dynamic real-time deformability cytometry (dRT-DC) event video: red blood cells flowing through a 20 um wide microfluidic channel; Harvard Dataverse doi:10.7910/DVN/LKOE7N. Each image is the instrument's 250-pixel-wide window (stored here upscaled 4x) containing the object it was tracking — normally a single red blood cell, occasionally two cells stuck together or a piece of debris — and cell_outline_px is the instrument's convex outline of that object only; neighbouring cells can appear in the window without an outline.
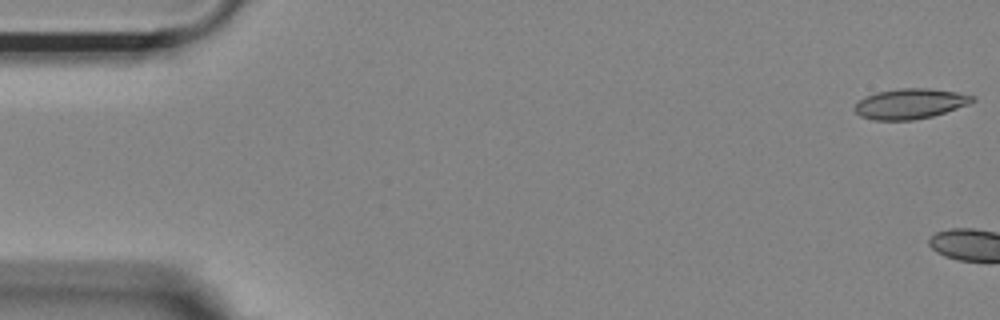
{"species": "Egyptian fruit bat (a non-hibernating species)", "species_latin": "Rousettus aegyptiacus", "temperature_condition": "room temperature", "stored_images_in_passage": 4, "camera_frame_rate_fps": 3000, "um_per_image_px": 0.085, "animal": {"sex": "female"}, "frame": {"image": 1, "passage_image": 1, "time_ms": 0.0, "image_size_px": [1000, 320], "cell_outline_px": [[976, 100], [968, 104], [932, 116], [912, 120], [872, 120], [860, 116], [852, 108], [860, 100], [876, 92], [900, 88], [928, 88], [956, 92], [976, 96]], "centroid_in_image_um": [77.35, 8.81], "position_along_channel_um": 7.6, "area_um2": 20.63}}